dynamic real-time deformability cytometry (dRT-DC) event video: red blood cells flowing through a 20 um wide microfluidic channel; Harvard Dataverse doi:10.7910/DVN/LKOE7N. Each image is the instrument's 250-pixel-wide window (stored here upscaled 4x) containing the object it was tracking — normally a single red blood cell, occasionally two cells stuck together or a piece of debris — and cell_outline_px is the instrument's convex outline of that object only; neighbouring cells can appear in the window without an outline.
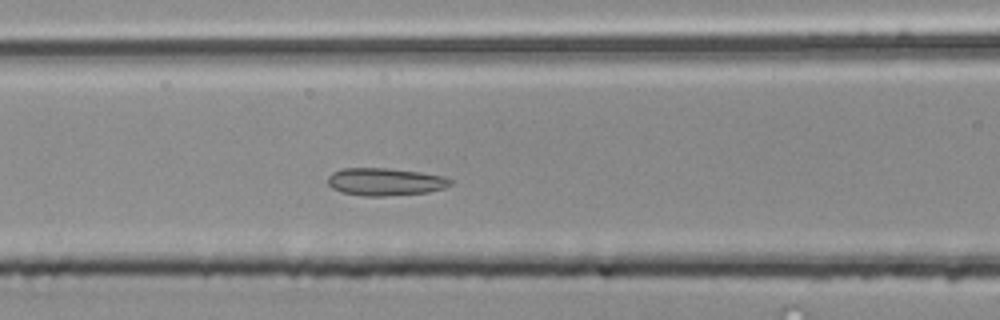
{"species": "common noctule bat (a hibernating species)", "species_latin": "Nyctalus noctula", "temperature_condition": "room temperature", "stored_images_in_passage": 5, "camera_frame_rate_fps": 3000, "um_per_image_px": 0.085, "animal": {"sex": "male", "body_mass_g": 20.4}, "frame": {"image": 1, "passage_image": 5, "time_ms": 1.333, "image_size_px": [1000, 320], "cell_outline_px": [[456, 180], [452, 184], [444, 188], [428, 192], [384, 196], [364, 196], [340, 192], [332, 188], [328, 184], [328, 176], [332, 172], [340, 168], [388, 168], [420, 172], [444, 176]], "centroid_in_image_um": [32.75, 15.44], "position_along_channel_um": 133.9, "area_um2": 19.94}}